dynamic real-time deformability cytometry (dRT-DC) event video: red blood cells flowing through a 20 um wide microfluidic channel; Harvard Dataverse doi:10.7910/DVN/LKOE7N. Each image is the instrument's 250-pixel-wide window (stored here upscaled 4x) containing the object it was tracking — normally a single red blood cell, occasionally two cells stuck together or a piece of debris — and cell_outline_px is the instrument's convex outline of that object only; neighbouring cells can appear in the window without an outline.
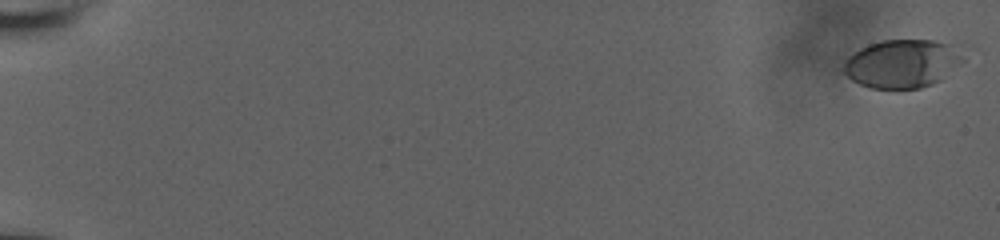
{"species": "human", "species_latin": "Homo sapiens", "temperature_condition": "room temperature", "stored_images_in_passage": 58, "camera_frame_rate_fps": 3000, "um_per_image_px": 0.085, "donor": {"sex": "male"}, "frame": {"image": 1, "passage_image": 1, "time_ms": 0.0, "image_size_px": [1000, 240], "cell_outline_px": [[964, 60], [940, 80], [932, 84], [920, 88], [872, 88], [860, 84], [852, 80], [840, 68], [848, 56], [860, 48], [868, 44], [880, 40], [936, 40], [948, 44]], "centroid_in_image_um": [76.6, 5.41], "position_along_channel_um": 8.4, "area_um2": 33.23}}
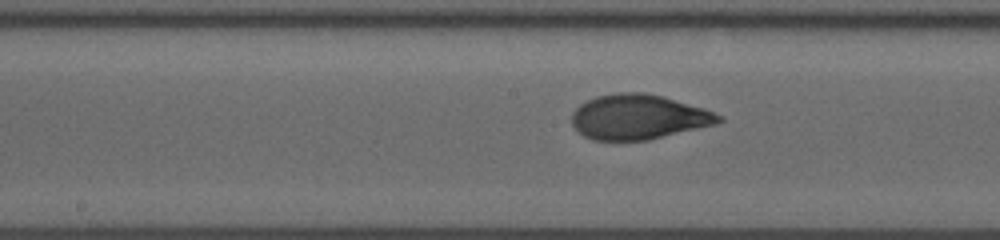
{"frame": {"image": 2, "passage_image": 33, "time_ms": 10.667, "image_size_px": [1000, 240], "cell_outline_px": [[724, 120], [716, 124], [648, 140], [592, 140], [584, 136], [572, 124], [572, 112], [580, 104], [596, 96], [616, 92], [644, 92], [664, 96], [704, 108], [724, 116]], "centroid_in_image_um": [54.29, 9.93], "position_along_channel_um": 193.9, "area_um2": 38.55}}
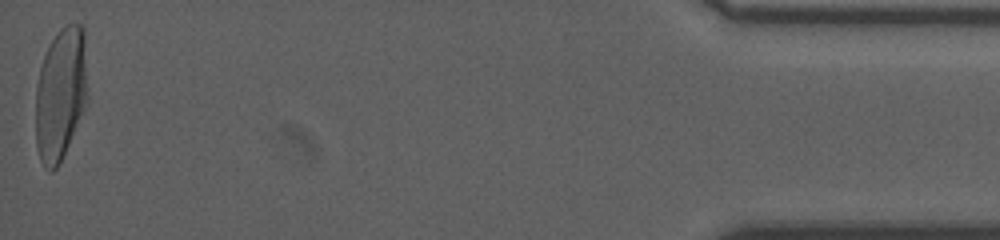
{"frame": {"image": 3, "passage_image": 58, "time_ms": 19.0, "image_size_px": [1000, 240], "cell_outline_px": [[88, 100], [68, 144], [56, 168], [52, 172], [48, 172], [44, 168], [40, 160], [36, 148], [36, 88], [40, 68], [44, 56], [52, 40], [60, 28], [68, 24], [80, 24], [84, 28], [88, 96]], "centroid_in_image_um": [5.16, 7.98], "position_along_channel_um": 430.0, "area_um2": 40.23}, "authors_computed_cell_mechanics": {"area_um2": 37.4255, "velocity_mm_per_s": 3.828, "shape_relaxation_time_tau1_ms": 7.0924, "shape_relaxation_time_tau2_ms": null, "deformation_change_tau1": 0.2743, "deformation_change_tau2": null}}